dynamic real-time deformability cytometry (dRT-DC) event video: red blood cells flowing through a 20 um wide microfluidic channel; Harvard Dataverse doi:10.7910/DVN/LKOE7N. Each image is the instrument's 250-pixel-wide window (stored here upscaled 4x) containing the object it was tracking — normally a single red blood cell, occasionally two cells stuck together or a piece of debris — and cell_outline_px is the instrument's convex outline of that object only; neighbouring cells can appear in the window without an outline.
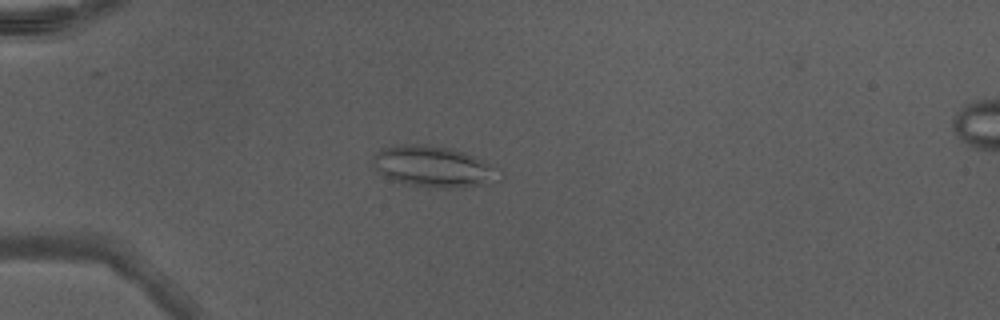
{"species": "Egyptian fruit bat (a non-hibernating species)", "species_latin": "Rousettus aegyptiacus", "temperature_condition": "warm", "stored_images_in_passage": 33, "camera_frame_rate_fps": 3000, "um_per_image_px": 0.085, "animal": {"sex": "male"}, "frame": {"image": 1, "passage_image": 1, "time_ms": 0.0, "image_size_px": [1000, 320], "cell_outline_px": [[504, 176], [500, 180], [484, 184], [464, 188], [436, 188], [408, 184], [392, 180], [384, 176], [372, 164], [372, 156], [376, 152], [384, 148], [400, 144], [424, 144], [448, 148], [464, 152], [476, 156], [500, 168], [504, 172]], "centroid_in_image_um": [36.93, 14.17], "position_along_channel_um": 48.1, "area_um2": 30.81}}
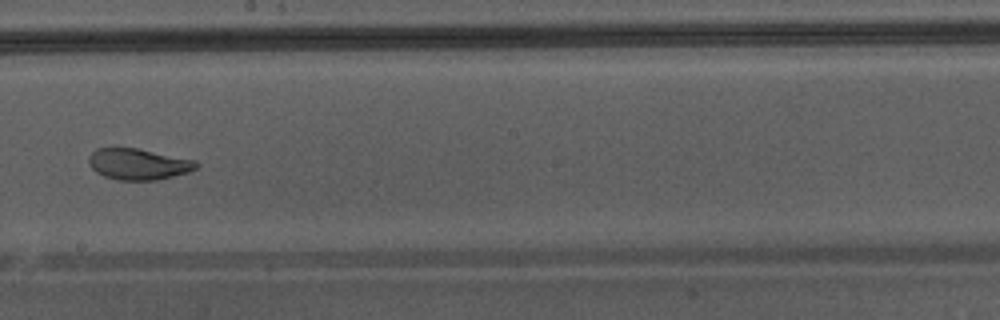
{"frame": {"image": 2, "passage_image": 16, "time_ms": 5.0, "image_size_px": [1000, 320], "cell_outline_px": [[200, 164], [196, 168], [188, 172], [156, 180], [120, 180], [104, 176], [96, 172], [88, 164], [88, 156], [96, 148], [136, 148], [196, 160]], "centroid_in_image_um": [11.74, 13.94], "position_along_channel_um": 236.5, "area_um2": 19.48}, "authors_computed_cell_mechanics": {"area_um2": 20.1722, "velocity_mm_per_s": 4.3383, "shape_relaxation_time_tau1_ms": 5.7917, "shape_relaxation_time_tau2_ms": 0.9671, "deformation_change_tau1": 0.1867, "deformation_change_tau2": 0.0575}}